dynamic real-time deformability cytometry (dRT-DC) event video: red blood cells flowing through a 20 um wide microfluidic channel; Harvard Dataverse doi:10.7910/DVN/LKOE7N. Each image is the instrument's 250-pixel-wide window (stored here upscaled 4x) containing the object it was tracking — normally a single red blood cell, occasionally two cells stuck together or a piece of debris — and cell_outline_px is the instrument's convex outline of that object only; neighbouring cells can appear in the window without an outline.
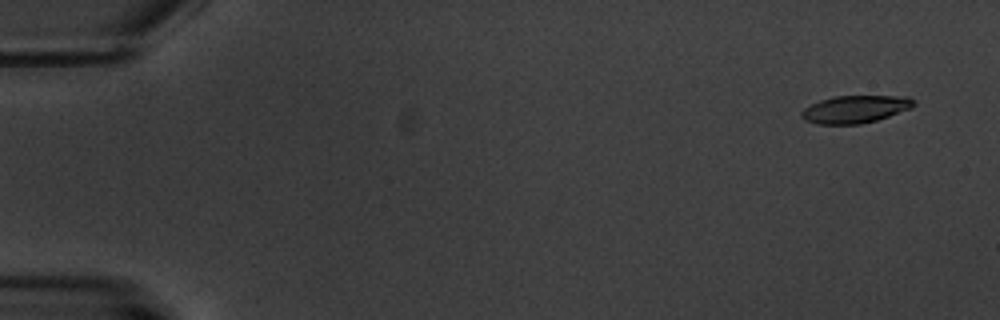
{"species": "common noctule bat (a hibernating species)", "species_latin": "Nyctalus noctula", "temperature_condition": "warm", "stored_images_in_passage": 6, "camera_frame_rate_fps": 3000, "um_per_image_px": 0.085, "animal": {"sex": "male", "body_mass_g": 20.1, "forearm_length_mm": 53.5}, "frame": {"image": 1, "passage_image": 1, "time_ms": 0.0, "image_size_px": [1000, 320], "cell_outline_px": [[916, 104], [912, 108], [876, 120], [860, 124], [816, 124], [804, 120], [800, 116], [800, 112], [804, 108], [820, 100], [836, 96], [908, 96], [916, 100]], "centroid_in_image_um": [72.7, 9.28], "position_along_channel_um": 12.3, "area_um2": 18.09}}